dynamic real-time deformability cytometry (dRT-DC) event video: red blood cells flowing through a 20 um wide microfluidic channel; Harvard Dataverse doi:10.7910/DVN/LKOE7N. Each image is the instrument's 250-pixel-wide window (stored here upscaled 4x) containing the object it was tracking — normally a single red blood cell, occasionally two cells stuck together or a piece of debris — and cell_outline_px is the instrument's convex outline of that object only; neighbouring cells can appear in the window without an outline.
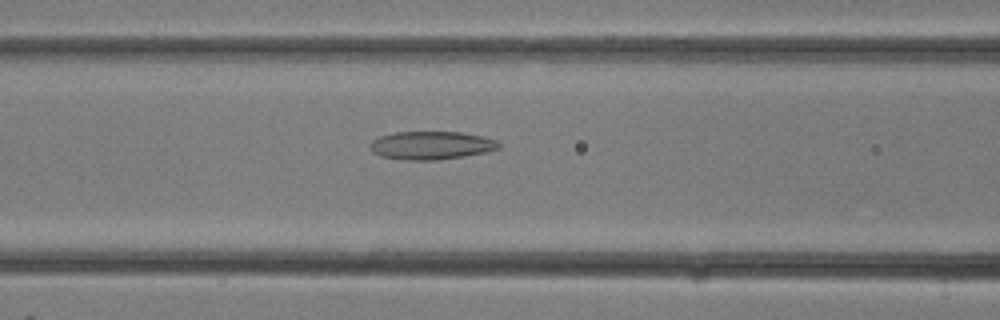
{"species": "common noctule bat (a hibernating species)", "species_latin": "Nyctalus noctula", "temperature_condition": "room temperature", "stored_images_in_passage": 16, "camera_frame_rate_fps": 3000, "um_per_image_px": 0.085, "animal": {"sex": "female"}, "frame": {"image": 1, "passage_image": 7, "time_ms": 2.0, "image_size_px": [1000, 320], "cell_outline_px": [[500, 148], [484, 152], [464, 156], [436, 160], [404, 160], [380, 156], [372, 152], [368, 148], [368, 144], [372, 140], [380, 136], [396, 132], [460, 132], [480, 136], [496, 140], [500, 144]], "centroid_in_image_um": [36.59, 12.36], "position_along_channel_um": 130.0, "area_um2": 21.15}}
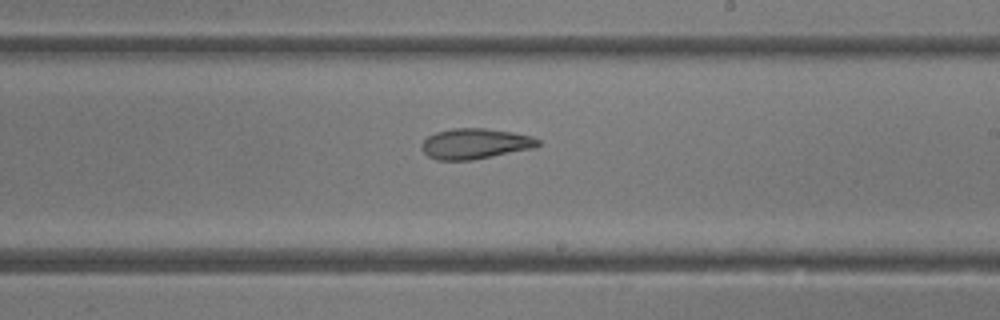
{"frame": {"image": 2, "passage_image": 12, "time_ms": 3.667, "image_size_px": [1000, 320], "cell_outline_px": [[540, 144], [532, 148], [472, 160], [436, 160], [428, 156], [420, 148], [420, 144], [428, 136], [436, 132], [452, 128], [488, 128], [512, 132], [532, 136], [540, 140]], "centroid_in_image_um": [40.35, 12.21], "position_along_channel_um": 248.7, "area_um2": 20.69}}
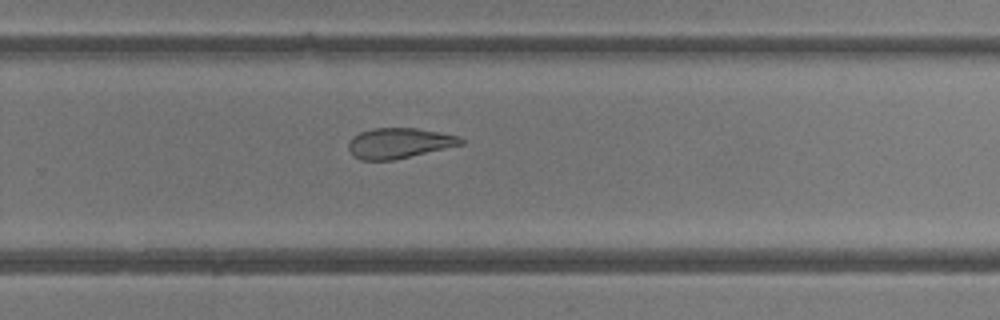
{"frame": {"image": 3, "passage_image": 14, "time_ms": 4.333, "image_size_px": [1000, 320], "cell_outline_px": [[464, 144], [392, 160], [360, 160], [352, 156], [348, 148], [348, 144], [352, 136], [360, 132], [372, 128], [416, 128], [460, 136], [464, 140]], "centroid_in_image_um": [33.89, 12.16], "position_along_channel_um": 295.9, "area_um2": 19.88}}